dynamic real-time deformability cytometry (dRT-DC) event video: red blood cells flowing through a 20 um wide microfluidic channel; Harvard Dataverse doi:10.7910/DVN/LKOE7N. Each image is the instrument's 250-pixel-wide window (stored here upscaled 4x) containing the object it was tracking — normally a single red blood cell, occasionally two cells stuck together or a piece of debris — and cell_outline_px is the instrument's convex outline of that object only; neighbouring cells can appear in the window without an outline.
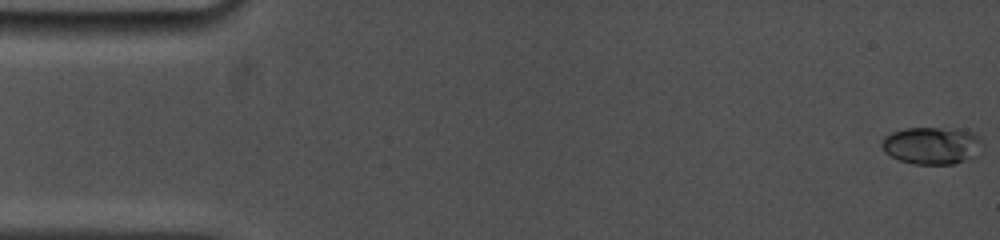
{"species": "common noctule bat (a hibernating species)", "species_latin": "Nyctalus noctula", "temperature_condition": "cold", "stored_images_in_passage": 6, "camera_frame_rate_fps": 5000, "um_per_image_px": 0.085, "animal": {"sex": "female", "body_mass_g": 19.0, "forearm_length_mm": 53.3}, "frame": {"image": 1, "passage_image": 1, "time_ms": 0.0, "image_size_px": [1000, 240], "cell_outline_px": [[980, 140], [976, 156], [956, 164], [912, 164], [900, 160], [884, 152], [880, 144], [884, 136], [892, 132], [904, 128], [936, 128], [972, 132]], "centroid_in_image_um": [79.12, 12.39], "position_along_channel_um": 5.9, "area_um2": 21.56}}
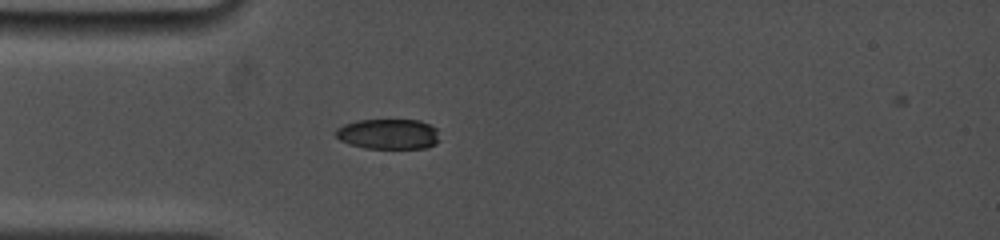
{"frame": {"image": 2, "passage_image": 5, "time_ms": 4.6, "image_size_px": [1000, 240], "cell_outline_px": [[440, 140], [436, 144], [424, 148], [364, 148], [348, 144], [340, 140], [336, 136], [336, 128], [344, 124], [356, 120], [420, 120], [436, 128]], "centroid_in_image_um": [33.0, 11.39], "position_along_channel_um": 52.0, "area_um2": 18.44}}